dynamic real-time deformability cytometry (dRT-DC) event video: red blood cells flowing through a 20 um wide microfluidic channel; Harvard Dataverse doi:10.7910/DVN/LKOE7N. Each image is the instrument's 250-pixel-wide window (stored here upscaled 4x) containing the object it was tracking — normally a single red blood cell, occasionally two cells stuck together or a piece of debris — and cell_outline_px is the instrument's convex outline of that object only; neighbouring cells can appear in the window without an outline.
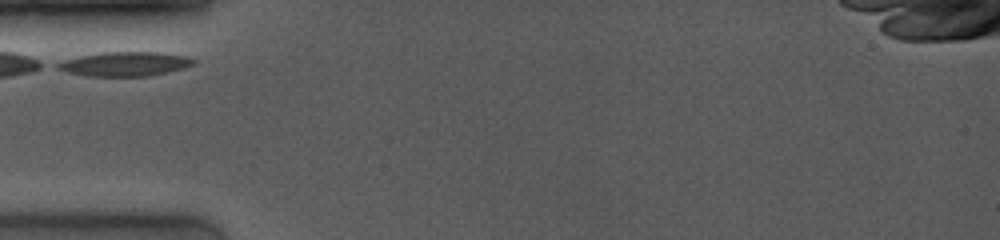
{"species": "common noctule bat (a hibernating species)", "species_latin": "Nyctalus noctula", "temperature_condition": "room temperature", "stored_images_in_passage": 37, "camera_frame_rate_fps": 4000, "um_per_image_px": 0.085, "animal": {"sex": "female", "body_mass_g": 19.0, "forearm_length_mm": 53.3}, "frame": {"image": 1, "passage_image": 1, "time_ms": 0.0, "image_size_px": [1000, 240], "cell_outline_px": [[196, 64], [184, 68], [148, 76], [88, 76], [68, 72], [56, 68], [56, 64], [64, 60], [80, 56], [104, 52], [156, 52], [188, 56], [196, 60]], "centroid_in_image_um": [10.65, 5.43], "position_along_channel_um": 74.3, "area_um2": 19.13}}
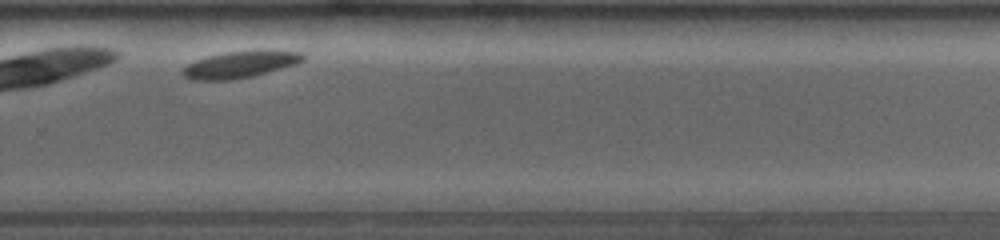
{"frame": {"image": 2, "passage_image": 27, "time_ms": 6.5, "image_size_px": [1000, 240], "cell_outline_px": [[304, 60], [296, 64], [252, 76], [232, 80], [192, 80], [184, 76], [180, 72], [188, 64], [196, 60], [208, 56], [228, 52], [300, 52], [304, 56]], "centroid_in_image_um": [20.32, 5.52], "position_along_channel_um": 309.5, "area_um2": 17.92}}
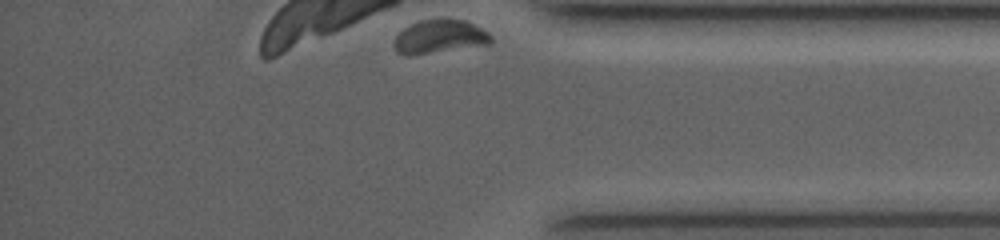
{"frame": {"image": 3, "passage_image": 37, "time_ms": 9.0, "image_size_px": [1000, 240], "cell_outline_px": [[492, 40], [488, 44], [408, 56], [396, 52], [396, 36], [404, 28], [420, 20], [464, 20], [488, 32], [492, 36]], "centroid_in_image_um": [37.37, 3.13], "position_along_channel_um": 397.8, "area_um2": 18.32}}